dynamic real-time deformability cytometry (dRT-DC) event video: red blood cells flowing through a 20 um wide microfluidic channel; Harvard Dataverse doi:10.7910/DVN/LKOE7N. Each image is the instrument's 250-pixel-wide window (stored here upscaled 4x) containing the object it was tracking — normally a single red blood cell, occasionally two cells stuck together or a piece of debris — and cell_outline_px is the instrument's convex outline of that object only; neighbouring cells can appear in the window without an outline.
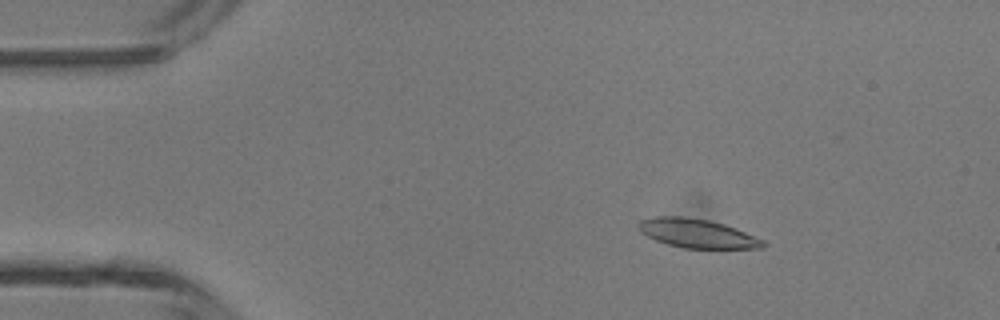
{"species": "common noctule bat (a hibernating species)", "species_latin": "Nyctalus noctula", "temperature_condition": "room temperature", "stored_images_in_passage": 6, "camera_frame_rate_fps": 3000, "um_per_image_px": 0.085, "animal": {"sex": "male", "body_mass_g": 13.3}, "frame": {"image": 1, "passage_image": 2, "time_ms": 0.333, "image_size_px": [1000, 320], "cell_outline_px": [[764, 248], [684, 248], [668, 244], [656, 240], [640, 232], [636, 224], [640, 220], [656, 216], [680, 216], [708, 220], [724, 224], [736, 228], [764, 240]], "centroid_in_image_um": [59.23, 19.83], "position_along_channel_um": 25.8, "area_um2": 20.87}}
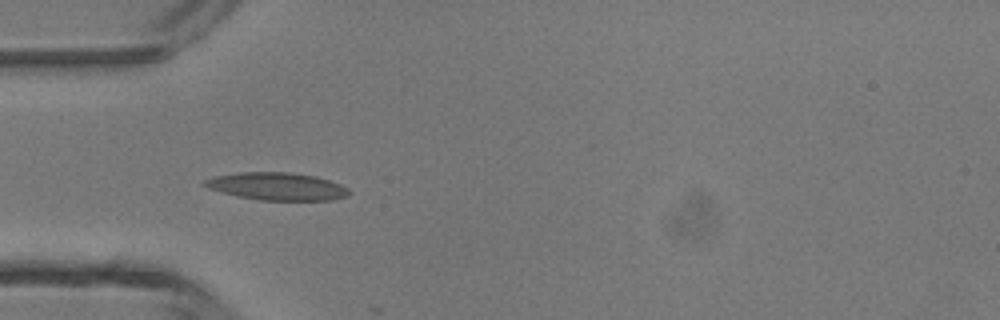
{"frame": {"image": 2, "passage_image": 4, "time_ms": 1.0, "image_size_px": [1000, 320], "cell_outline_px": [[352, 192], [348, 196], [332, 200], [260, 200], [236, 196], [208, 188], [200, 184], [204, 180], [212, 176], [240, 172], [292, 172], [316, 176], [340, 184], [348, 188]], "centroid_in_image_um": [23.53, 15.84], "position_along_channel_um": 61.5, "area_um2": 23.47}}
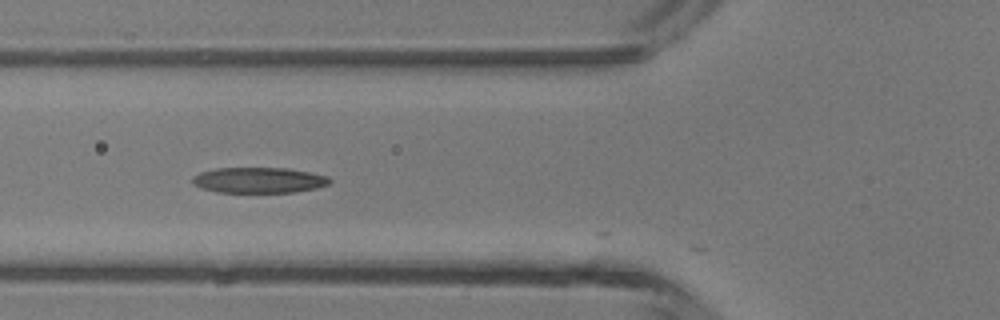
{"frame": {"image": 3, "passage_image": 5, "time_ms": 1.333, "image_size_px": [1000, 320], "cell_outline_px": [[332, 180], [328, 184], [316, 188], [292, 192], [216, 192], [200, 188], [192, 184], [192, 176], [200, 172], [216, 168], [288, 168], [328, 176]], "centroid_in_image_um": [21.96, 15.31], "position_along_channel_um": 103.8, "area_um2": 20.52}}